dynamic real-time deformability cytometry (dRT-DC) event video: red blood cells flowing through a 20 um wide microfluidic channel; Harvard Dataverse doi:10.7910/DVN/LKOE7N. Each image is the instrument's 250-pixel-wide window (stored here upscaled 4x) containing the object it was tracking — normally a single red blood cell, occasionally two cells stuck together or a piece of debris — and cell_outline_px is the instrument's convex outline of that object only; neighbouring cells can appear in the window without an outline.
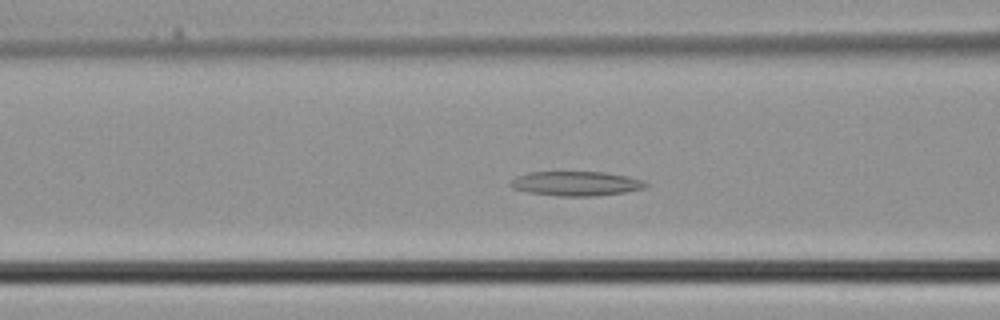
{"species": "common noctule bat (a hibernating species)", "species_latin": "Nyctalus noctula", "temperature_condition": "cold", "stored_images_in_passage": 37, "camera_frame_rate_fps": 3000, "um_per_image_px": 0.085, "animal": {"sex": "male", "body_mass_g": 21.5, "forearm_length_mm": 52.0}, "frame": {"image": 1, "passage_image": 13, "time_ms": 4.0, "image_size_px": [1000, 320], "cell_outline_px": [[652, 184], [644, 188], [624, 192], [592, 196], [560, 196], [528, 192], [512, 188], [508, 184], [516, 176], [528, 172], [604, 172], [628, 176], [644, 180]], "centroid_in_image_um": [48.99, 15.59], "position_along_channel_um": 117.6, "area_um2": 19.36}}
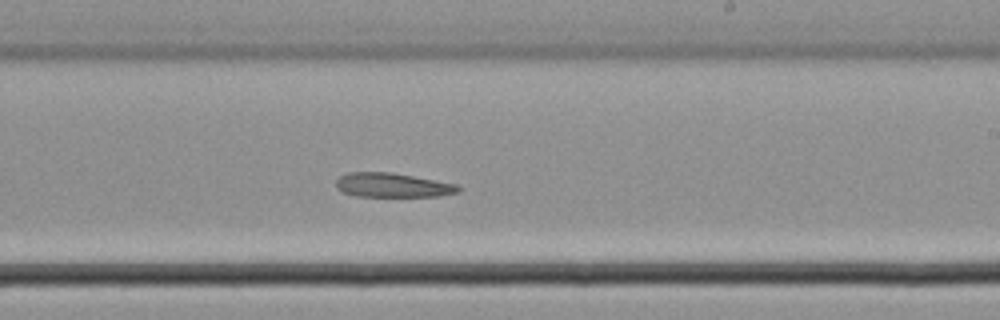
{"frame": {"image": 2, "passage_image": 21, "time_ms": 6.667, "image_size_px": [1000, 320], "cell_outline_px": [[460, 192], [440, 196], [356, 196], [344, 192], [336, 188], [336, 180], [340, 176], [348, 172], [392, 172], [456, 184], [460, 188]], "centroid_in_image_um": [33.35, 15.73], "position_along_channel_um": 255.6, "area_um2": 17.22}}
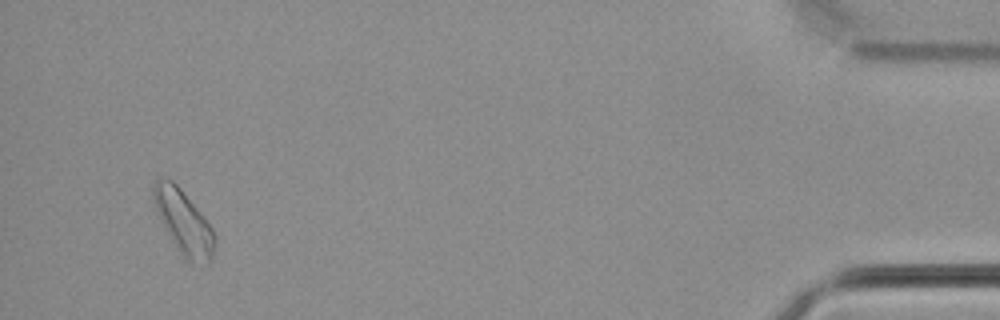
{"frame": {"image": 3, "passage_image": 35, "time_ms": 11.333, "image_size_px": [1000, 320], "cell_outline_px": [[216, 244], [212, 260], [208, 264], [188, 264], [180, 256], [164, 228], [152, 200], [152, 184], [156, 176], [160, 176], [172, 180], [180, 188], [200, 212], [212, 228], [216, 236]], "centroid_in_image_um": [15.59, 18.92], "position_along_channel_um": 419.6, "area_um2": 23.52}}